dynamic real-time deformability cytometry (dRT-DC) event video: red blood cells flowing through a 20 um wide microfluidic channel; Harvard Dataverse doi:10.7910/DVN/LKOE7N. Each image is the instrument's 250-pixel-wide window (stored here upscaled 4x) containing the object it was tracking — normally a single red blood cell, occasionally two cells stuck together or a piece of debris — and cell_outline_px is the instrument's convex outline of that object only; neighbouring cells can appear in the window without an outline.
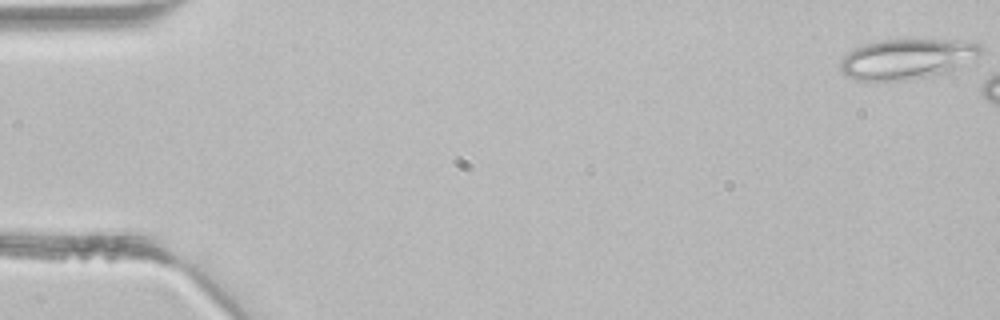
{"species": "common noctule bat (a hibernating species)", "species_latin": "Nyctalus noctula", "temperature_condition": "room temperature", "stored_images_in_passage": 3, "camera_frame_rate_fps": 3000, "um_per_image_px": 0.085, "animal": {"sex": "male", "body_mass_g": 21.5, "forearm_length_mm": 52.0}, "frame": {"image": 1, "passage_image": 1, "time_ms": 0.0, "image_size_px": [1000, 320], "cell_outline_px": [[980, 52], [976, 56], [948, 72], [908, 80], [856, 80], [844, 76], [840, 68], [840, 60], [848, 52], [856, 48], [868, 44], [884, 40], [960, 40], [980, 44]], "centroid_in_image_um": [77.04, 5.02], "position_along_channel_um": 8.0, "area_um2": 32.37}}